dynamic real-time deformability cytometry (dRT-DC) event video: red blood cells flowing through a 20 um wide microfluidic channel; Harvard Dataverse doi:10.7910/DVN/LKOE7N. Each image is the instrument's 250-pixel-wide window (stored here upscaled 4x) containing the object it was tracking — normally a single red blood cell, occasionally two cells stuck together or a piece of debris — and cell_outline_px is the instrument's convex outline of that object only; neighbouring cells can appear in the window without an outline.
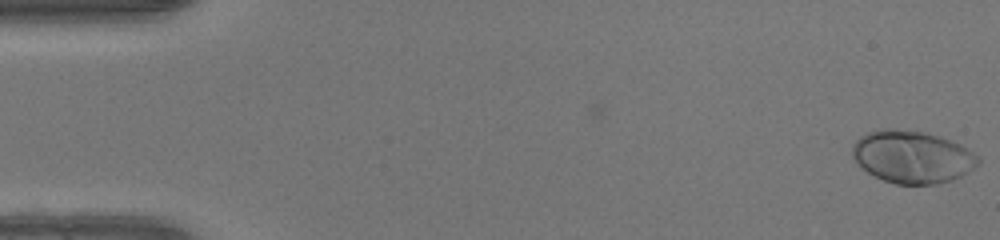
{"species": "human", "species_latin": "Homo sapiens", "temperature_condition": "warm", "stored_images_in_passage": 50, "camera_frame_rate_fps": 3000, "um_per_image_px": 0.085, "donor": {"sex": "female"}, "frame": {"image": 1, "passage_image": 1, "time_ms": 0.0, "image_size_px": [1000, 240], "cell_outline_px": [[980, 164], [968, 172], [952, 180], [936, 184], [896, 184], [884, 180], [868, 172], [852, 160], [852, 144], [860, 136], [868, 132], [884, 128], [888, 128], [924, 132], [940, 136], [960, 144], [968, 148], [980, 156]], "centroid_in_image_um": [77.55, 13.33], "position_along_channel_um": 7.4, "area_um2": 38.73}}
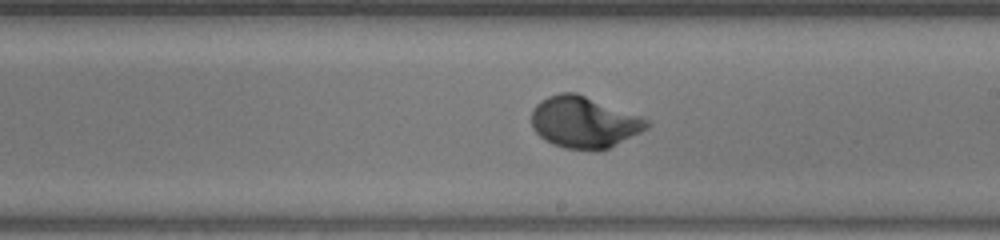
{"frame": {"image": 2, "passage_image": 29, "time_ms": 9.333, "image_size_px": [1000, 240], "cell_outline_px": [[652, 124], [648, 128], [608, 148], [596, 152], [564, 148], [552, 144], [544, 140], [532, 128], [532, 108], [540, 100], [548, 96], [560, 92], [576, 92], [640, 116], [648, 120]], "centroid_in_image_um": [49.62, 10.4], "position_along_channel_um": 239.4, "area_um2": 34.8}}
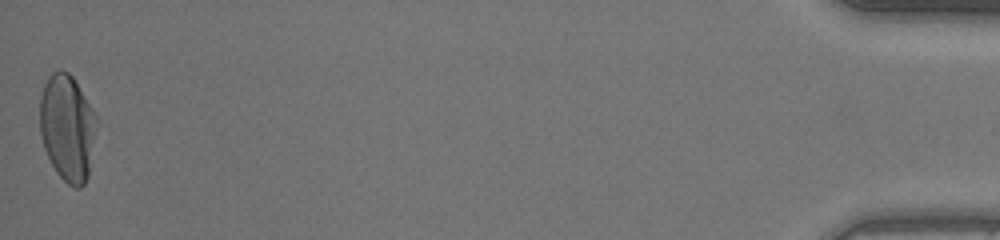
{"frame": {"image": 3, "passage_image": 50, "time_ms": 16.333, "image_size_px": [1000, 240], "cell_outline_px": [[96, 128], [88, 176], [84, 184], [80, 188], [76, 188], [68, 184], [56, 172], [44, 148], [40, 132], [40, 96], [44, 84], [48, 76], [52, 72], [60, 68], [68, 72], [72, 76], [96, 116]], "centroid_in_image_um": [5.7, 10.84], "position_along_channel_um": 429.5, "area_um2": 34.97}, "authors_computed_cell_mechanics": {"area_um2": 33.9286, "velocity_mm_per_s": 4.1602, "shape_relaxation_time_tau1_ms": 2.9783, "shape_relaxation_time_tau2_ms": null, "deformation_change_tau1": 0.2038, "deformation_change_tau2": null}}